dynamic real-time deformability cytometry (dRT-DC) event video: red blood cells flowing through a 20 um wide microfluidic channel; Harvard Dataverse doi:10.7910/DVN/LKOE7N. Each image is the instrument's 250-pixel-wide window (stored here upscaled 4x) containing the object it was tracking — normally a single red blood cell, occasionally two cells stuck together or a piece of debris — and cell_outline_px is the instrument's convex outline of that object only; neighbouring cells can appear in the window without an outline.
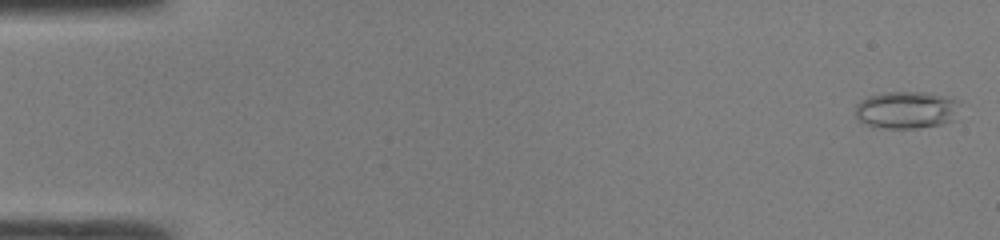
{"species": "common noctule bat (a hibernating species)", "species_latin": "Nyctalus noctula", "temperature_condition": "room temperature", "stored_images_in_passage": 48, "camera_frame_rate_fps": 3000, "um_per_image_px": 0.085, "animal": {"sex": "male", "body_mass_g": 19.0, "forearm_length_mm": 50.8}, "frame": {"image": 1, "passage_image": 2, "time_ms": 0.333, "image_size_px": [1000, 240], "cell_outline_px": [[960, 100], [952, 120], [940, 124], [916, 128], [872, 128], [860, 120], [856, 116], [856, 104], [860, 100], [868, 96], [884, 92], [932, 92], [952, 96]], "centroid_in_image_um": [77.04, 9.32], "position_along_channel_um": 8.0, "area_um2": 23.0}}
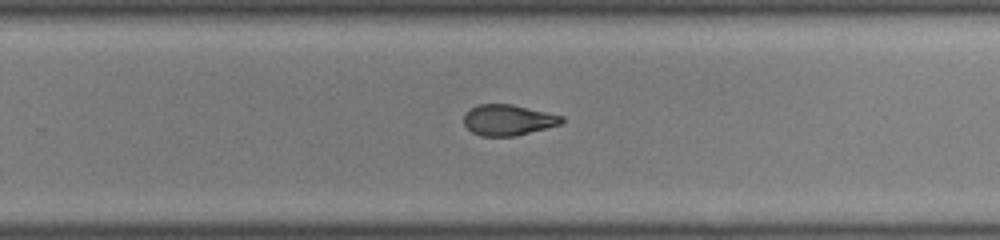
{"frame": {"image": 2, "passage_image": 32, "time_ms": 10.333, "image_size_px": [1000, 240], "cell_outline_px": [[564, 120], [560, 124], [512, 136], [480, 136], [472, 132], [464, 124], [464, 112], [480, 104], [512, 104], [564, 116]], "centroid_in_image_um": [43.16, 10.19], "position_along_channel_um": 286.6, "area_um2": 17.34}}
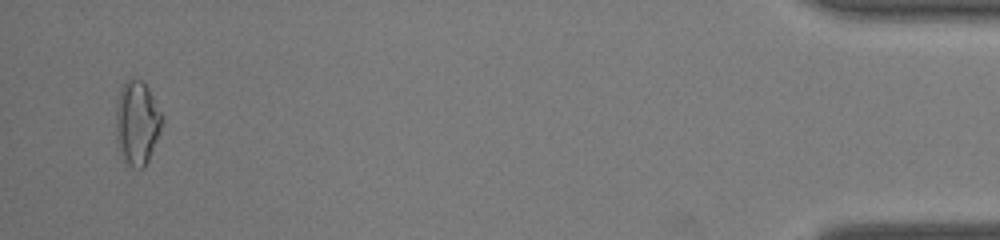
{"frame": {"image": 3, "passage_image": 47, "time_ms": 15.333, "image_size_px": [1000, 240], "cell_outline_px": [[160, 132], [148, 160], [144, 168], [132, 168], [120, 156], [116, 140], [116, 104], [124, 80], [140, 80], [148, 88], [160, 112]], "centroid_in_image_um": [11.6, 10.49], "position_along_channel_um": 423.6, "area_um2": 22.2}, "authors_computed_cell_mechanics": {"area_um2": 19.2763, "velocity_mm_per_s": 4.3231, "shape_relaxation_time_tau1_ms": null, "shape_relaxation_time_tau2_ms": 1.455, "deformation_change_tau1": null, "deformation_change_tau2": 0.0832}}